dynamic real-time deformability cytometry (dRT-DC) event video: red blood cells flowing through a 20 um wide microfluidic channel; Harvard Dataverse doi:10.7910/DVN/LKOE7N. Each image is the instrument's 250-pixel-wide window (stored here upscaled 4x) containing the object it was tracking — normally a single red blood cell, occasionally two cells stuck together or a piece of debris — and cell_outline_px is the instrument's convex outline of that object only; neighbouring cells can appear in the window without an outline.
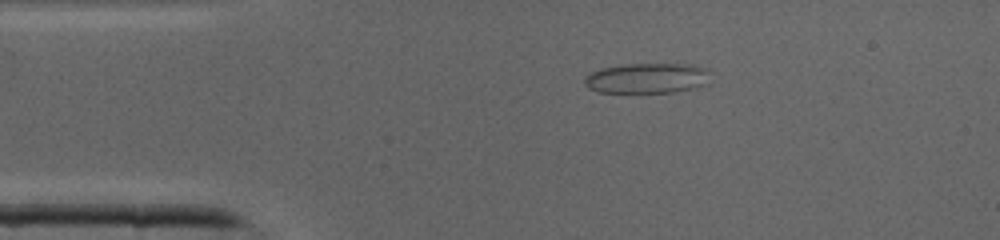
{"species": "common noctule bat (a hibernating species)", "species_latin": "Nyctalus noctula", "temperature_condition": "cold", "stored_images_in_passage": 36, "segment_of_instrument_passage": [1, 2], "camera_frame_rate_fps": 3000, "um_per_image_px": 0.085, "animal": {"sex": "male", "body_mass_g": 19.0, "forearm_length_mm": 50.8}, "frame": {"image": 1, "passage_image": 1, "time_ms": 0.0, "image_size_px": [1000, 240], "cell_outline_px": [[708, 84], [696, 88], [672, 92], [600, 92], [588, 88], [584, 84], [584, 76], [588, 72], [600, 68], [620, 64], [692, 64], [708, 68]], "centroid_in_image_um": [54.98, 6.63], "position_along_channel_um": 30.0, "area_um2": 22.54}}
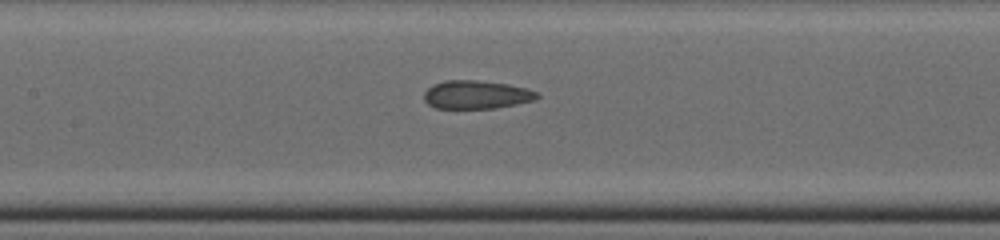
{"frame": {"image": 2, "passage_image": 12, "time_ms": 3.667, "image_size_px": [1000, 240], "cell_outline_px": [[540, 96], [536, 100], [496, 108], [436, 108], [428, 104], [424, 100], [424, 92], [432, 84], [444, 80], [476, 80], [508, 84], [528, 88], [536, 92]], "centroid_in_image_um": [40.49, 8.04], "position_along_channel_um": 166.9, "area_um2": 18.79}}
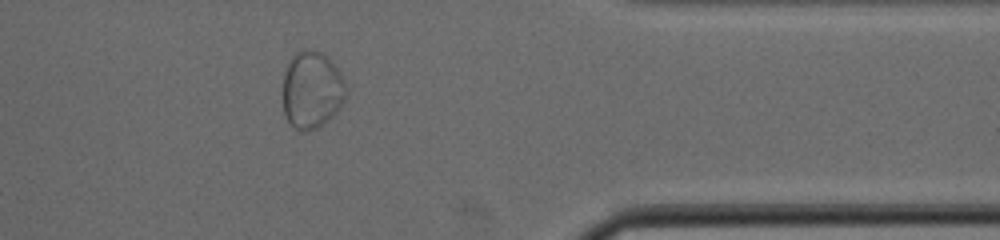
{"frame": {"image": 3, "passage_image": 27, "time_ms": 8.667, "image_size_px": [1000, 240], "cell_outline_px": [[348, 88], [344, 100], [340, 108], [332, 116], [316, 128], [304, 132], [296, 128], [288, 120], [284, 112], [284, 72], [292, 56], [296, 52], [308, 48], [324, 52], [328, 56], [340, 72]], "centroid_in_image_um": [26.54, 7.6], "position_along_channel_um": 384.9, "area_um2": 28.5}}